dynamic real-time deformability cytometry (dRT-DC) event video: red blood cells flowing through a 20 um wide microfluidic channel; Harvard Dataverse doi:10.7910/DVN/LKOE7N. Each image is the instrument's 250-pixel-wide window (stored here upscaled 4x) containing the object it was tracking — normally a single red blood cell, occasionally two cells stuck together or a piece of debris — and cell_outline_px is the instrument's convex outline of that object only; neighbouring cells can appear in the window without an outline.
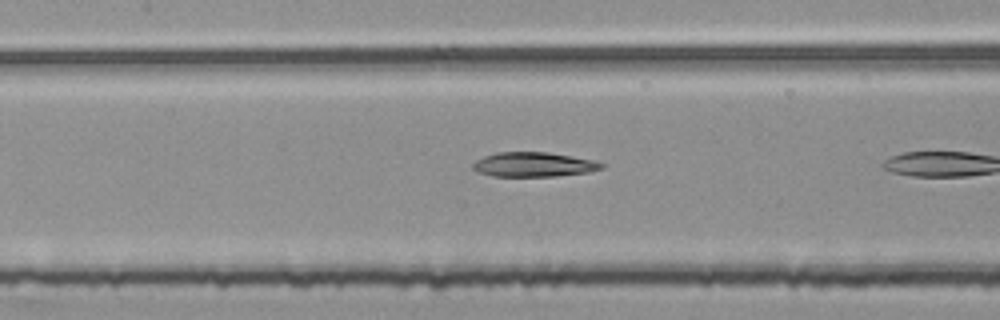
{"species": "common noctule bat (a hibernating species)", "species_latin": "Nyctalus noctula", "temperature_condition": "room temperature", "stored_images_in_passage": 6, "camera_frame_rate_fps": 3000, "um_per_image_px": 0.085, "animal": {"sex": "female", "body_mass_g": 25.1}, "frame": {"image": 1, "passage_image": 5, "time_ms": 1.333, "image_size_px": [1000, 320], "cell_outline_px": [[604, 168], [588, 172], [556, 176], [492, 176], [476, 172], [472, 168], [472, 164], [476, 160], [484, 156], [496, 152], [548, 152], [572, 156], [592, 160], [604, 164]], "centroid_in_image_um": [45.33, 13.98], "position_along_channel_um": 162.1, "area_um2": 18.44}}